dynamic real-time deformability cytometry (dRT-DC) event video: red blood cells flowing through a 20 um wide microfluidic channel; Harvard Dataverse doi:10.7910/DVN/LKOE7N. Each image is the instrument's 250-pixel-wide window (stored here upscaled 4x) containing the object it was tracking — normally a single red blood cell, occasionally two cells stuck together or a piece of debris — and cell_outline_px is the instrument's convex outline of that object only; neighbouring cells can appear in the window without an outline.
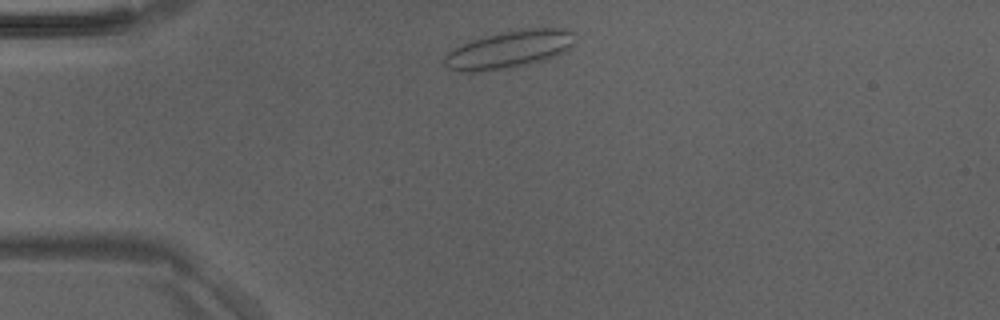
{"species": "Egyptian fruit bat (a non-hibernating species)", "species_latin": "Rousettus aegyptiacus", "temperature_condition": "room temperature", "stored_images_in_passage": 38, "camera_frame_rate_fps": 3000, "um_per_image_px": 0.085, "animal": {"sex": "male"}, "frame": {"image": 1, "passage_image": 2, "time_ms": 0.333, "image_size_px": [1000, 320], "cell_outline_px": [[576, 40], [564, 52], [548, 60], [508, 68], [480, 72], [460, 72], [448, 68], [444, 64], [444, 56], [452, 48], [460, 44], [500, 32], [524, 28], [564, 28], [572, 32]], "centroid_in_image_um": [43.27, 4.21], "position_along_channel_um": 41.7, "area_um2": 28.78}}
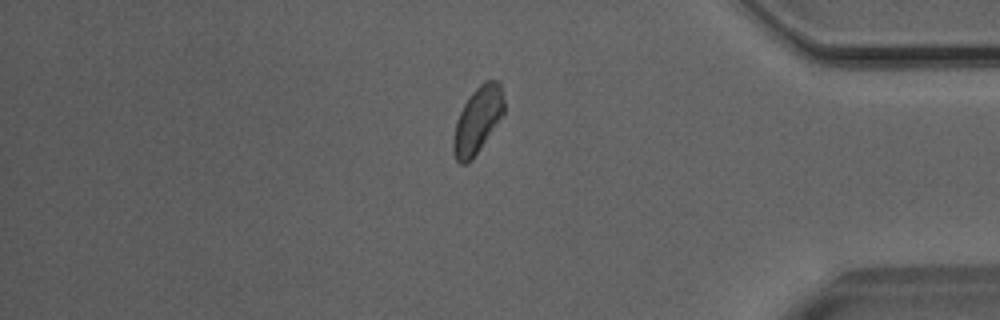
{"frame": {"image": 2, "passage_image": 31, "time_ms": 10.0, "image_size_px": [1000, 320], "cell_outline_px": [[504, 112], [472, 160], [464, 164], [460, 164], [456, 160], [452, 152], [452, 140], [456, 120], [464, 104], [472, 92], [484, 80], [500, 80], [504, 92]], "centroid_in_image_um": [40.59, 10.18], "position_along_channel_um": 394.6, "area_um2": 19.65}}
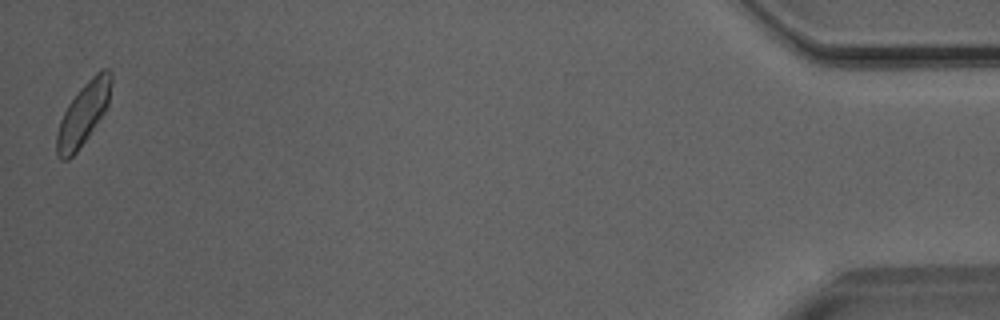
{"frame": {"image": 3, "passage_image": 38, "time_ms": 12.333, "image_size_px": [1000, 320], "cell_outline_px": [[112, 80], [108, 104], [104, 112], [88, 136], [76, 152], [68, 160], [60, 160], [56, 156], [56, 132], [60, 120], [68, 104], [84, 84], [100, 68], [108, 68], [112, 72]], "centroid_in_image_um": [7.07, 9.67], "position_along_channel_um": 428.1, "area_um2": 19.71}}